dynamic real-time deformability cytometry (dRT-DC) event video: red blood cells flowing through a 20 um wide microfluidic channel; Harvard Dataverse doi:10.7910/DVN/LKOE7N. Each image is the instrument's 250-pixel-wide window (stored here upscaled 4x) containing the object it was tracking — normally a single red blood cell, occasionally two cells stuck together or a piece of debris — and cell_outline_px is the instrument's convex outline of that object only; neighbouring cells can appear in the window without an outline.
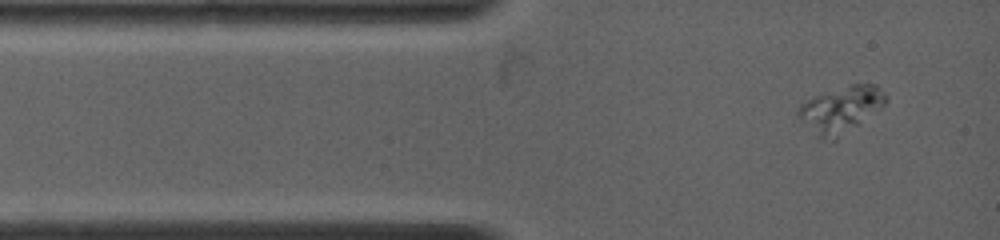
{"species": "common noctule bat (a hibernating species)", "species_latin": "Nyctalus noctula", "temperature_condition": "warm", "stored_images_in_passage": 3, "camera_frame_rate_fps": 4500, "um_per_image_px": 0.085, "animal": {"sex": "female", "body_mass_g": 19.0, "forearm_length_mm": 53.3}, "frame": {"image": 1, "passage_image": 1, "time_ms": 0.0, "image_size_px": [1000, 240], "cell_outline_px": [[888, 100], [880, 108], [856, 124], [824, 136], [820, 136], [800, 120], [796, 116], [796, 108], [800, 104], [824, 92], [848, 84], [876, 84], [888, 96]], "centroid_in_image_um": [71.48, 9.14], "position_along_channel_um": 13.5, "area_um2": 21.91}}
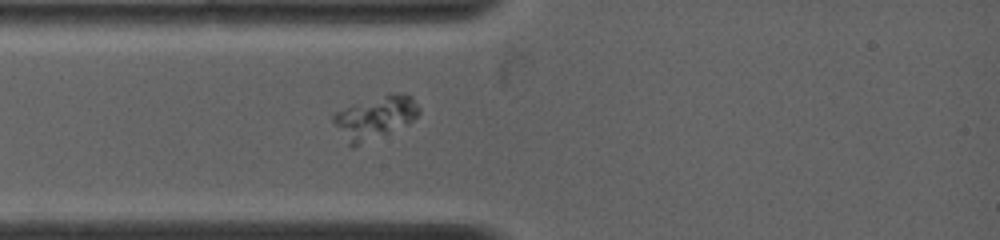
{"frame": {"image": 2, "passage_image": 3, "time_ms": 1.778, "image_size_px": [1000, 240], "cell_outline_px": [[420, 112], [412, 120], [352, 148], [348, 144], [332, 120], [332, 116], [336, 112], [392, 92], [396, 92], [412, 96], [420, 108]], "centroid_in_image_um": [31.89, 9.97], "position_along_channel_um": 53.1, "area_um2": 20.29}}